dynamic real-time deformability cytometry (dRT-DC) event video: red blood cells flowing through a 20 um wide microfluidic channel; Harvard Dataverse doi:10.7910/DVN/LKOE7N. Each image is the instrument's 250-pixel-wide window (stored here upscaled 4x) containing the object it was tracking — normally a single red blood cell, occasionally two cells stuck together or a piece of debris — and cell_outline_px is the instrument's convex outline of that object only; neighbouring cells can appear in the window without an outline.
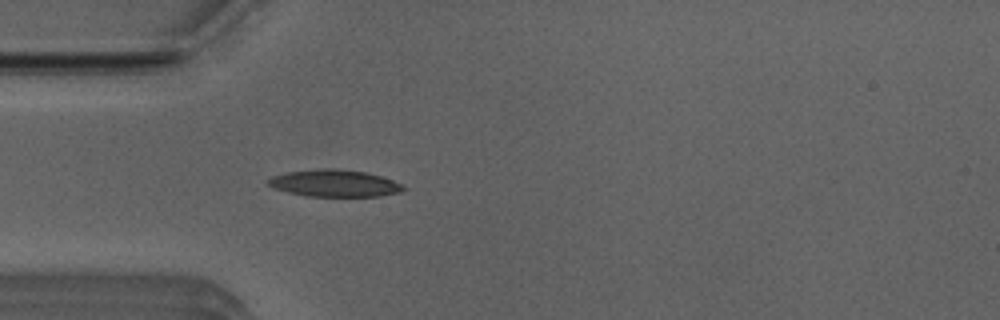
{"species": "Egyptian fruit bat (a non-hibernating species)", "species_latin": "Rousettus aegyptiacus", "temperature_condition": "room temperature", "stored_images_in_passage": 40, "camera_frame_rate_fps": 3000, "um_per_image_px": 0.085, "animal": {"sex": "male"}, "frame": {"image": 1, "passage_image": 6, "time_ms": 1.667, "image_size_px": [1000, 320], "cell_outline_px": [[408, 188], [400, 192], [380, 196], [308, 196], [288, 192], [264, 184], [272, 176], [288, 172], [324, 168], [336, 168], [364, 172], [380, 176], [392, 180]], "centroid_in_image_um": [28.43, 15.58], "position_along_channel_um": 56.6, "area_um2": 21.1}}
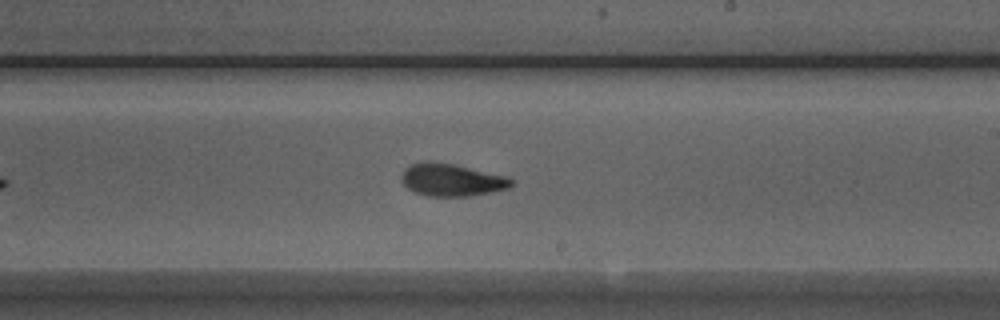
{"frame": {"image": 2, "passage_image": 21, "time_ms": 6.667, "image_size_px": [1000, 320], "cell_outline_px": [[512, 184], [508, 188], [468, 196], [428, 196], [416, 192], [408, 188], [404, 184], [400, 176], [404, 168], [420, 160], [428, 160], [452, 164], [504, 176], [512, 180]], "centroid_in_image_um": [38.3, 15.28], "position_along_channel_um": 250.7, "area_um2": 20.46}}
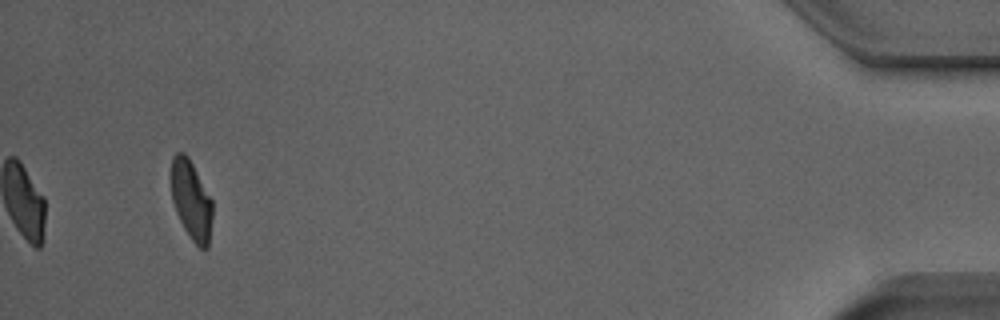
{"frame": {"image": 3, "passage_image": 40, "time_ms": 13.0, "image_size_px": [1000, 320], "cell_outline_px": [[212, 216], [208, 248], [200, 248], [188, 236], [176, 212], [172, 200], [172, 156], [176, 152], [184, 152], [188, 156], [212, 200]], "centroid_in_image_um": [16.26, 17.02], "position_along_channel_um": 418.9, "area_um2": 18.84}, "authors_computed_cell_mechanics": {"area_um2": 20.6924, "velocity_mm_per_s": 3.9557, "shape_relaxation_time_tau1_ms": 3.9223, "shape_relaxation_time_tau2_ms": 1.9166, "deformation_change_tau1": 0.1454, "deformation_change_tau2": 0.0857}}